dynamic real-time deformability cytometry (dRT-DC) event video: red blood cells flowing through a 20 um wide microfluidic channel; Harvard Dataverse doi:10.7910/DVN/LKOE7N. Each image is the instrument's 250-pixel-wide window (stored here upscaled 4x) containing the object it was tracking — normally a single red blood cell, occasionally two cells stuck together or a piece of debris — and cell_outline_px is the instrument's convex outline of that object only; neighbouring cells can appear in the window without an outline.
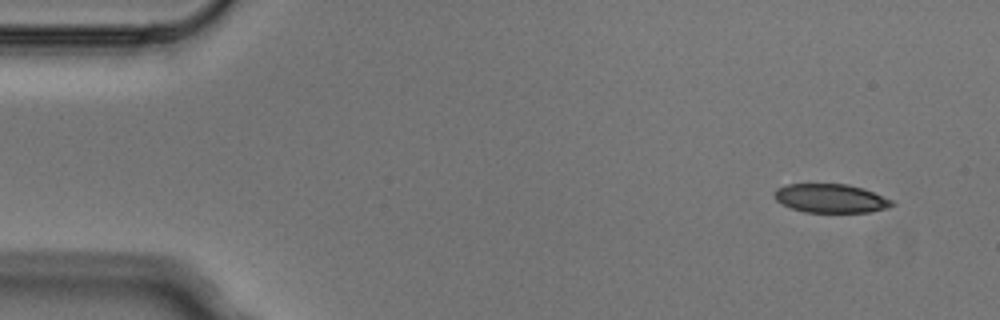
{"species": "Egyptian fruit bat (a non-hibernating species)", "species_latin": "Rousettus aegyptiacus", "temperature_condition": "cold", "stored_images_in_passage": 4, "camera_frame_rate_fps": 3000, "um_per_image_px": 0.085, "animal": {"sex": "male"}, "frame": {"image": 1, "passage_image": 1, "time_ms": 0.0, "image_size_px": [1000, 320], "cell_outline_px": [[896, 204], [888, 208], [872, 212], [804, 212], [792, 208], [776, 200], [772, 196], [772, 192], [776, 188], [788, 184], [848, 184], [864, 188], [892, 200]], "centroid_in_image_um": [70.61, 16.86], "position_along_channel_um": 14.4, "area_um2": 19.88}}
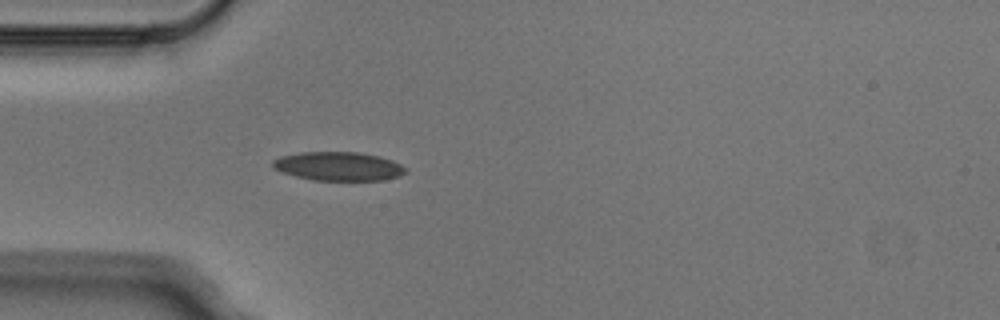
{"frame": {"image": 2, "passage_image": 4, "time_ms": 1.0, "image_size_px": [1000, 320], "cell_outline_px": [[408, 172], [400, 176], [380, 180], [312, 180], [296, 176], [284, 172], [276, 168], [272, 164], [272, 160], [280, 156], [300, 152], [356, 152], [380, 156], [392, 160], [408, 168]], "centroid_in_image_um": [28.81, 14.13], "position_along_channel_um": 56.2, "area_um2": 22.25}}